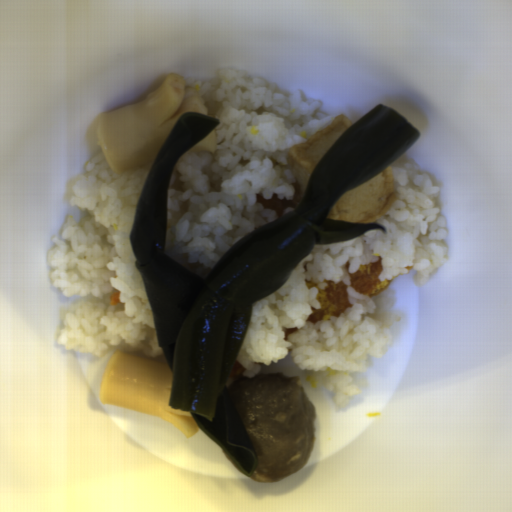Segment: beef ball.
I'll use <instances>...</instances> for the list:
<instances>
[{"label": "beef ball", "mask_w": 512, "mask_h": 512, "mask_svg": "<svg viewBox=\"0 0 512 512\" xmlns=\"http://www.w3.org/2000/svg\"><path fill=\"white\" fill-rule=\"evenodd\" d=\"M227 391L258 458L251 480L282 482L302 470L316 445L317 415L300 378L262 373Z\"/></svg>", "instance_id": "obj_1"}]
</instances>
